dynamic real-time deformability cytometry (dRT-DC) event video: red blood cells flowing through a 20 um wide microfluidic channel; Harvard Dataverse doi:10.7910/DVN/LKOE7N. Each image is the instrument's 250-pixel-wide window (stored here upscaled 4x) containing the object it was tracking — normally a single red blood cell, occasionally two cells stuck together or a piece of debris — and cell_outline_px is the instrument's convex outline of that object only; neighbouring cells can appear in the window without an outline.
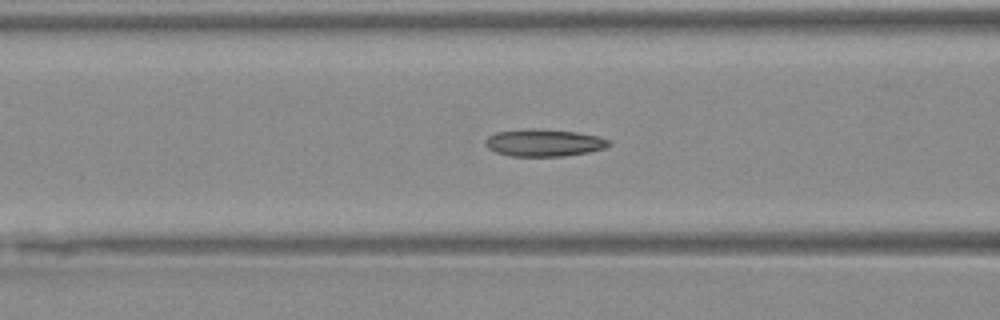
{"species": "Egyptian fruit bat (a non-hibernating species)", "species_latin": "Rousettus aegyptiacus", "temperature_condition": "warm", "stored_images_in_passage": 49, "camera_frame_rate_fps": 3000, "um_per_image_px": 0.085, "animal": {"sex": "female"}, "frame": {"image": 1, "passage_image": 20, "time_ms": 6.333, "image_size_px": [1000, 320], "cell_outline_px": [[612, 144], [604, 148], [588, 152], [560, 156], [512, 156], [496, 152], [488, 148], [484, 144], [484, 140], [488, 136], [496, 132], [524, 128], [536, 128], [576, 132], [600, 136], [612, 140]], "centroid_in_image_um": [46.24, 12.12], "position_along_channel_um": 120.4, "area_um2": 19.83}}
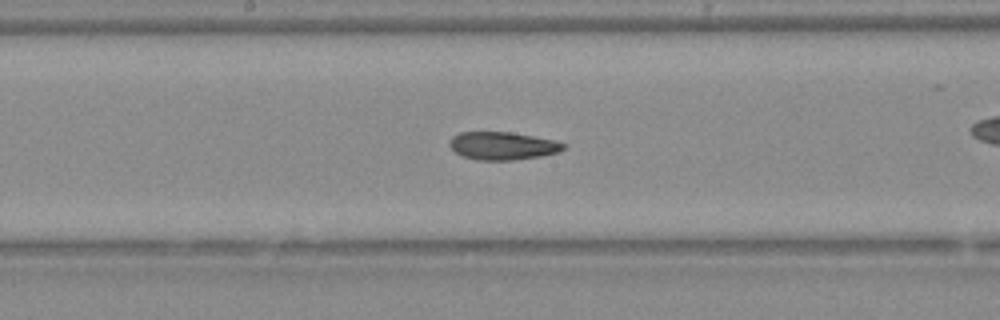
{"frame": {"image": 2, "passage_image": 26, "time_ms": 8.333, "image_size_px": [1000, 320], "cell_outline_px": [[568, 144], [564, 148], [556, 152], [540, 156], [512, 160], [480, 160], [464, 156], [456, 152], [448, 144], [452, 136], [460, 132], [512, 132], [552, 140]], "centroid_in_image_um": [42.7, 12.38], "position_along_channel_um": 205.5, "area_um2": 18.26}}
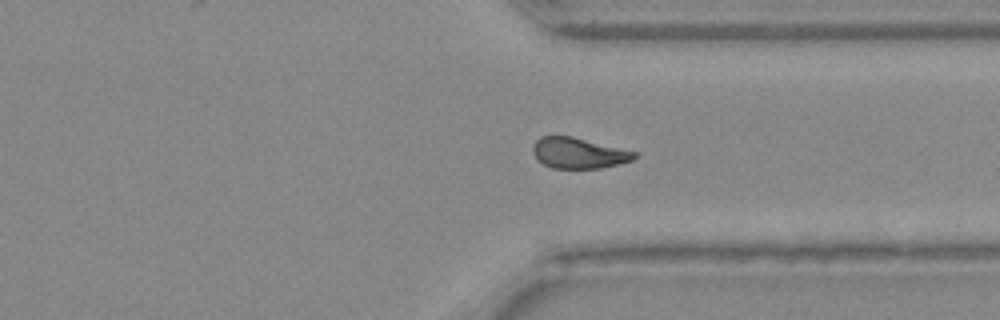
{"frame": {"image": 3, "passage_image": 37, "time_ms": 12.0, "image_size_px": [1000, 320], "cell_outline_px": [[636, 156], [632, 160], [620, 164], [600, 168], [552, 168], [536, 160], [532, 152], [532, 148], [536, 140], [540, 136], [572, 136], [636, 152]], "centroid_in_image_um": [49.14, 13.01], "position_along_channel_um": 362.3, "area_um2": 18.15}}